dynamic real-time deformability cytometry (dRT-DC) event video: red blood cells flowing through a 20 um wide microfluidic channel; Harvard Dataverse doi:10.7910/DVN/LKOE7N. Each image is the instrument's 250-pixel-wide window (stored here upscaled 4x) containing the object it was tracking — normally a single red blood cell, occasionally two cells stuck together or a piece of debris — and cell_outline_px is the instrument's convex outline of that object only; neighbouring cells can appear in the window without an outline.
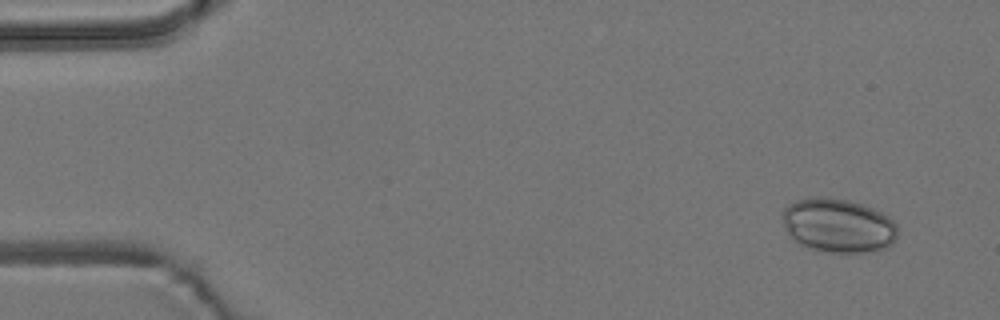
{"species": "common noctule bat (a hibernating species)", "species_latin": "Nyctalus noctula", "temperature_condition": "room temperature", "stored_images_in_passage": 5, "camera_frame_rate_fps": 3000, "um_per_image_px": 0.085, "animal": {"sex": "male", "body_mass_g": 19.2, "forearm_length_mm": 51.8}, "frame": {"image": 1, "passage_image": 1, "time_ms": 0.0, "image_size_px": [1000, 320], "cell_outline_px": [[896, 240], [888, 248], [876, 252], [828, 252], [808, 248], [792, 240], [784, 224], [784, 208], [788, 204], [796, 200], [816, 196], [820, 196], [848, 200], [872, 208], [888, 216], [896, 224]], "centroid_in_image_um": [71.26, 19.18], "position_along_channel_um": 13.7, "area_um2": 36.36}}